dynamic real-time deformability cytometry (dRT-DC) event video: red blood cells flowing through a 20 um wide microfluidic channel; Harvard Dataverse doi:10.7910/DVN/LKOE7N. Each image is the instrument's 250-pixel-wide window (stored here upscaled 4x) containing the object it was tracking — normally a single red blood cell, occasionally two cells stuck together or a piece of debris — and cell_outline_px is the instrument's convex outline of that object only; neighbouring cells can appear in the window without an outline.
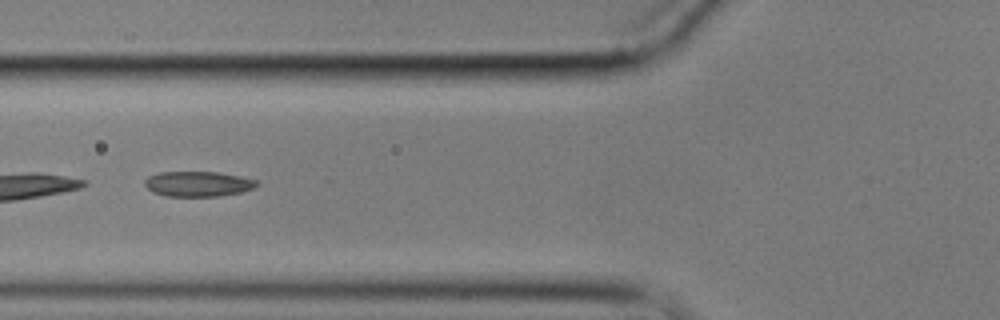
{"species": "common noctule bat (a hibernating species)", "species_latin": "Nyctalus noctula", "temperature_condition": "cold", "stored_images_in_passage": 50, "segment_of_instrument_passage": [2, 2], "camera_frame_rate_fps": 3000, "um_per_image_px": 0.085, "animal": {"sex": "male", "body_mass_g": 17.9}, "frame": {"image": 1, "passage_image": 15, "time_ms": 4.667, "image_size_px": [1000, 320], "cell_outline_px": [[260, 184], [252, 188], [240, 192], [216, 196], [164, 196], [152, 192], [144, 184], [144, 180], [148, 176], [160, 172], [220, 172], [240, 176], [256, 180]], "centroid_in_image_um": [16.8, 15.62], "position_along_channel_um": 109.0, "area_um2": 16.42}}